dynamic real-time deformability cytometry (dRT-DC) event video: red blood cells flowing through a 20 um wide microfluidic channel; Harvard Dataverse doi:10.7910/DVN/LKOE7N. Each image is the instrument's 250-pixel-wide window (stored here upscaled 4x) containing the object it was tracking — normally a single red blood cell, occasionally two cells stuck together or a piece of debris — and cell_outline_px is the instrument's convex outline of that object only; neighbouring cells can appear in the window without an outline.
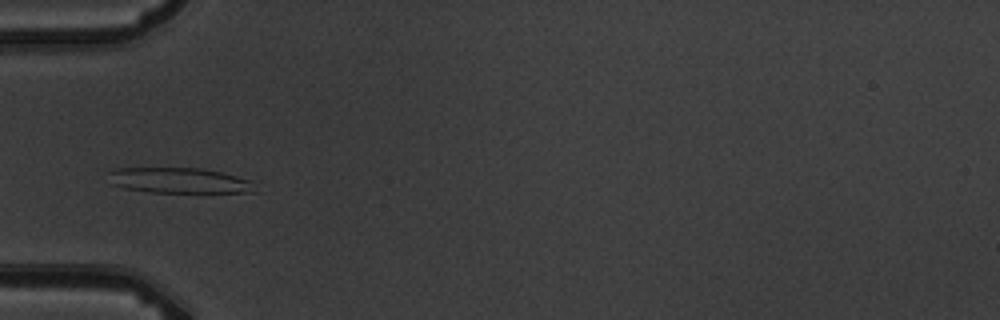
{"species": "common noctule bat (a hibernating species)", "species_latin": "Nyctalus noctula", "temperature_condition": "warm", "stored_images_in_passage": 10, "camera_frame_rate_fps": 3000, "um_per_image_px": 0.085, "animal": {"sex": "male", "body_mass_g": 19.5, "forearm_length_mm": 54.6}, "frame": {"image": 1, "passage_image": 4, "time_ms": 3.667, "image_size_px": [1000, 320], "cell_outline_px": [[256, 192], [148, 192], [124, 188], [108, 184], [108, 172], [116, 168], [200, 168], [220, 172], [252, 180]], "centroid_in_image_um": [15.16, 15.34], "position_along_channel_um": 69.8, "area_um2": 21.85}}
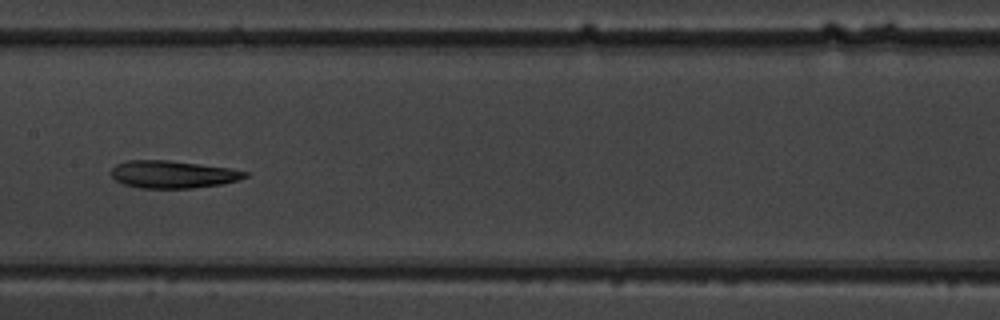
{"frame": {"image": 2, "passage_image": 7, "time_ms": 7.0, "image_size_px": [1000, 320], "cell_outline_px": [[248, 176], [236, 180], [220, 184], [192, 188], [140, 188], [124, 184], [116, 180], [108, 172], [116, 164], [128, 160], [168, 160], [228, 168], [248, 172]], "centroid_in_image_um": [14.63, 14.82], "position_along_channel_um": 192.8, "area_um2": 21.27}}
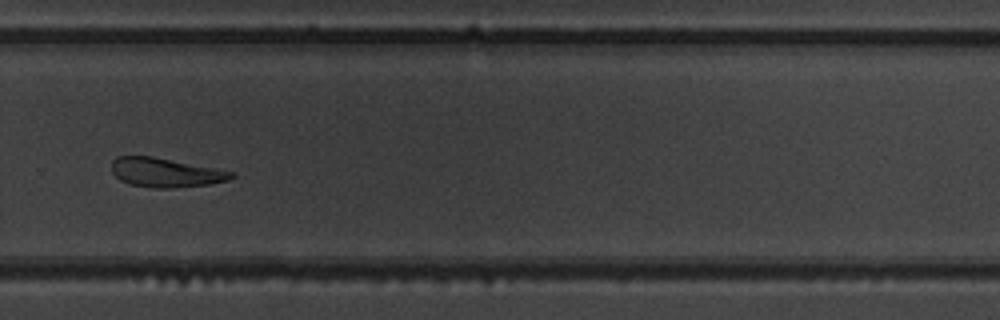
{"frame": {"image": 3, "passage_image": 10, "time_ms": 10.333, "image_size_px": [1000, 320], "cell_outline_px": [[236, 176], [228, 180], [208, 184], [172, 188], [152, 188], [128, 184], [120, 180], [112, 172], [112, 160], [116, 156], [152, 156], [236, 172]], "centroid_in_image_um": [14.06, 14.67], "position_along_channel_um": 315.7, "area_um2": 20.4}}